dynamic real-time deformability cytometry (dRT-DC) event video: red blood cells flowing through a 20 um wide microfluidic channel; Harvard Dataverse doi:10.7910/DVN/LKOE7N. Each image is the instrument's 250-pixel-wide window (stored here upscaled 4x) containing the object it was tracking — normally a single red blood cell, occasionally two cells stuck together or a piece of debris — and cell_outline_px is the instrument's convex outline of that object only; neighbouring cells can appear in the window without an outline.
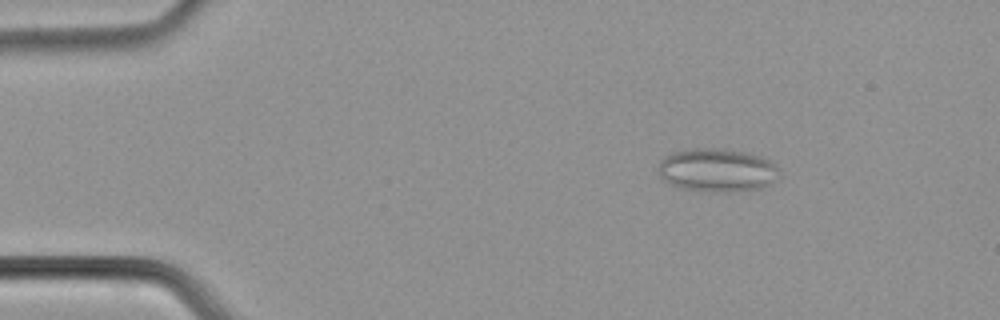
{"species": "common noctule bat (a hibernating species)", "species_latin": "Nyctalus noctula", "temperature_condition": "cold", "stored_images_in_passage": 56, "camera_frame_rate_fps": 3000, "um_per_image_px": 0.085, "animal": {"sex": "male", "body_mass_g": 21.5, "forearm_length_mm": 52.0}, "frame": {"image": 1, "passage_image": 9, "time_ms": 2.667, "image_size_px": [1000, 320], "cell_outline_px": [[784, 176], [760, 188], [728, 192], [724, 192], [680, 188], [664, 180], [656, 172], [660, 160], [664, 156], [672, 152], [688, 148], [724, 148], [744, 152], [760, 156], [768, 160]], "centroid_in_image_um": [60.93, 14.44], "position_along_channel_um": 24.1, "area_um2": 30.75}}
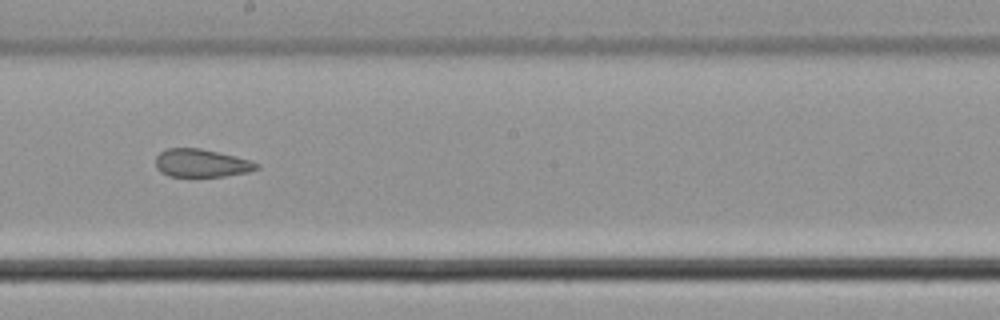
{"frame": {"image": 2, "passage_image": 32, "time_ms": 10.333, "image_size_px": [1000, 320], "cell_outline_px": [[260, 168], [248, 172], [224, 176], [168, 176], [160, 172], [156, 168], [156, 156], [160, 152], [168, 148], [200, 148], [252, 160], [260, 164]], "centroid_in_image_um": [17.13, 13.86], "position_along_channel_um": 231.1, "area_um2": 16.53}}
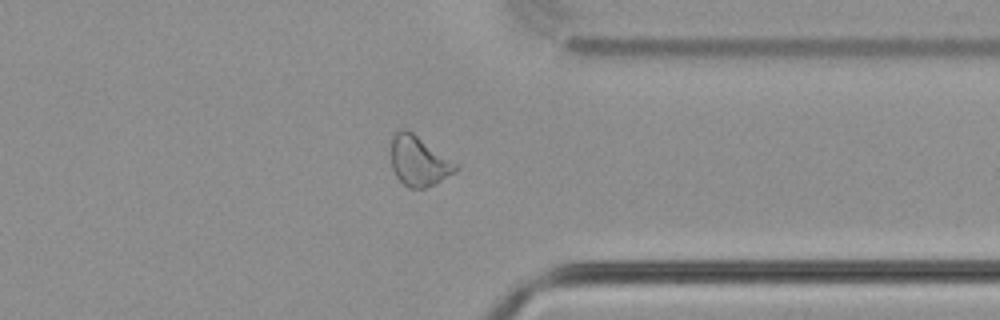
{"frame": {"image": 3, "passage_image": 44, "time_ms": 14.333, "image_size_px": [1000, 320], "cell_outline_px": [[460, 168], [456, 172], [436, 184], [424, 188], [408, 188], [396, 176], [392, 168], [392, 136], [400, 128], [404, 128], [412, 132], [456, 164]], "centroid_in_image_um": [35.59, 13.71], "position_along_channel_um": 375.8, "area_um2": 18.55}, "authors_computed_cell_mechanics": {"area_um2": 20.8369, "velocity_mm_per_s": 3.721, "shape_relaxation_time_tau1_ms": null, "shape_relaxation_time_tau2_ms": 1.7049, "deformation_change_tau1": null, "deformation_change_tau2": 0.082}}